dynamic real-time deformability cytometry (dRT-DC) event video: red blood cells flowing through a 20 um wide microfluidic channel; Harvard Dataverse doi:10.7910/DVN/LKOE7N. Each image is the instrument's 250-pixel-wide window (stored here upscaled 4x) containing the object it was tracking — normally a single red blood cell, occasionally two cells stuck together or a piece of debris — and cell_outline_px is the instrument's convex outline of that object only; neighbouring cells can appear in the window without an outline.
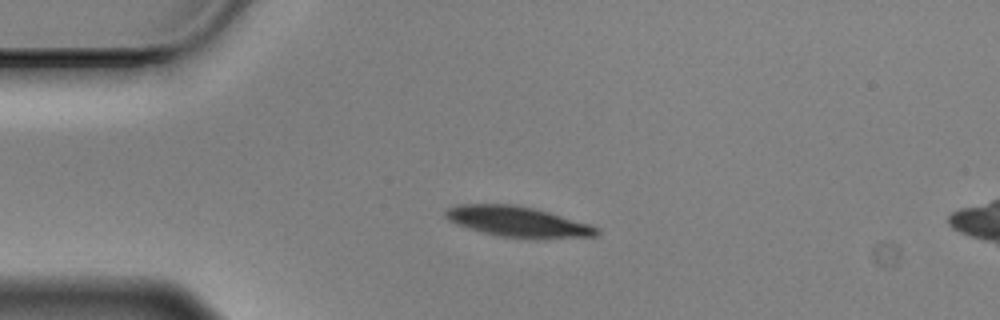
{"species": "Egyptian fruit bat (a non-hibernating species)", "species_latin": "Rousettus aegyptiacus", "temperature_condition": "cold", "stored_images_in_passage": 45, "camera_frame_rate_fps": 3000, "um_per_image_px": 0.085, "animal": {"sex": "male"}, "frame": {"image": 1, "passage_image": 1, "time_ms": 0.0, "image_size_px": [1000, 320], "cell_outline_px": [[600, 232], [596, 236], [536, 240], [500, 236], [468, 228], [456, 224], [448, 220], [444, 216], [444, 212], [448, 208], [460, 204], [512, 204], [532, 208], [548, 212], [588, 224], [600, 228]], "centroid_in_image_um": [44.03, 18.87], "position_along_channel_um": 41.0, "area_um2": 26.99}}
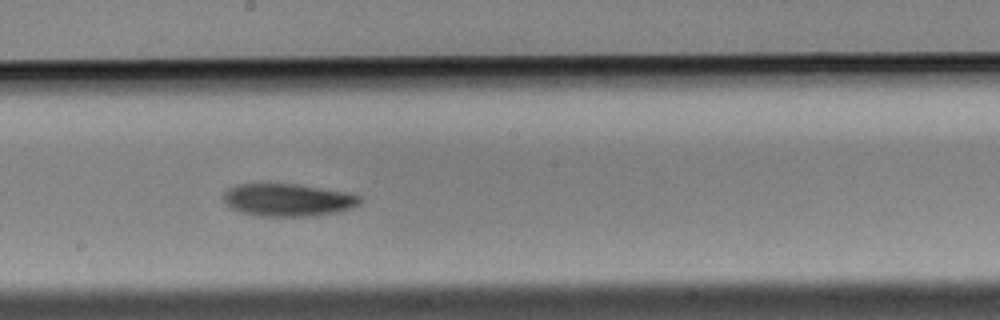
{"frame": {"image": 2, "passage_image": 19, "time_ms": 6.0, "image_size_px": [1000, 320], "cell_outline_px": [[360, 204], [352, 208], [336, 212], [308, 216], [260, 216], [240, 212], [232, 208], [224, 200], [224, 192], [228, 188], [236, 184], [296, 184], [344, 192], [360, 196]], "centroid_in_image_um": [24.45, 16.99], "position_along_channel_um": 223.8, "area_um2": 25.61}}
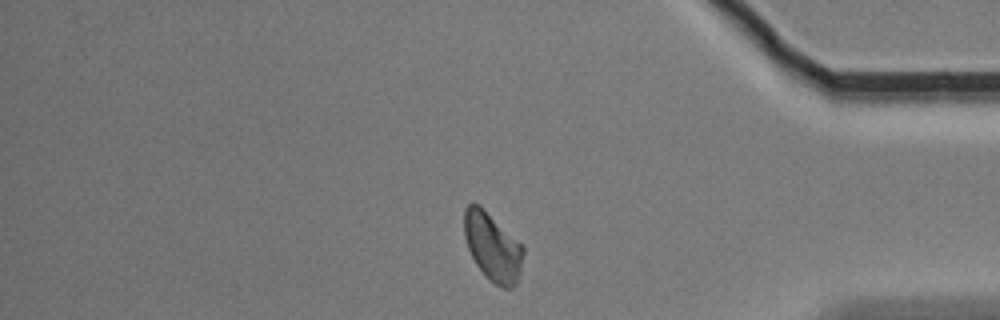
{"frame": {"image": 3, "passage_image": 36, "time_ms": 11.667, "image_size_px": [1000, 320], "cell_outline_px": [[524, 252], [520, 272], [516, 284], [512, 288], [504, 288], [488, 280], [476, 264], [468, 248], [464, 236], [464, 208], [468, 204], [480, 204], [524, 244]], "centroid_in_image_um": [41.89, 20.96], "position_along_channel_um": 393.3, "area_um2": 23.87}, "authors_computed_cell_mechanics": {"area_um2": 24.6228, "velocity_mm_per_s": 3.4558, "shape_relaxation_time_tau1_ms": 2.3881, "shape_relaxation_time_tau2_ms": null, "deformation_change_tau1": 0.0902, "deformation_change_tau2": null}}